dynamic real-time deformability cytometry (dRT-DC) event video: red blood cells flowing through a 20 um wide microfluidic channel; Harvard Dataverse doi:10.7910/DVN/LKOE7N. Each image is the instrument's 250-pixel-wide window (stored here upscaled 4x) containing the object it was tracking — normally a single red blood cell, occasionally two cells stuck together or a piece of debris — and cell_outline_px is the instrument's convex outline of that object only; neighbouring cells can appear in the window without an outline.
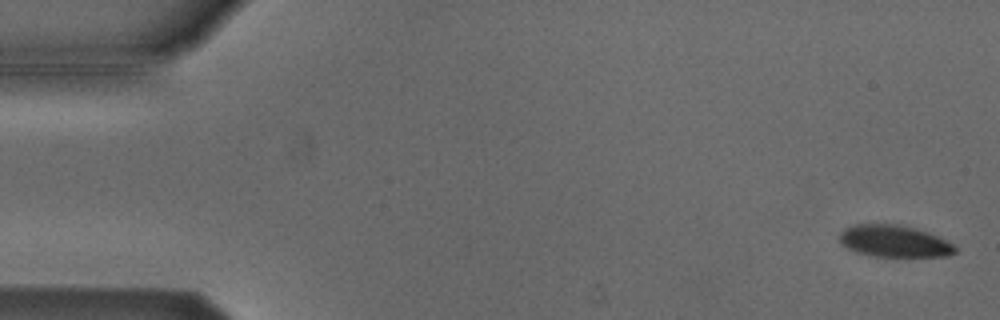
{"species": "Egyptian fruit bat (a non-hibernating species)", "species_latin": "Rousettus aegyptiacus", "temperature_condition": "cold", "stored_images_in_passage": 5, "camera_frame_rate_fps": 3000, "um_per_image_px": 0.085, "animal": {"sex": "male"}, "frame": {"image": 1, "passage_image": 1, "time_ms": 0.0, "image_size_px": [1000, 320], "cell_outline_px": [[956, 252], [948, 256], [872, 256], [856, 252], [840, 244], [840, 232], [844, 228], [856, 224], [896, 224], [928, 232], [956, 244]], "centroid_in_image_um": [76.01, 20.5], "position_along_channel_um": 9.0, "area_um2": 21.44}}